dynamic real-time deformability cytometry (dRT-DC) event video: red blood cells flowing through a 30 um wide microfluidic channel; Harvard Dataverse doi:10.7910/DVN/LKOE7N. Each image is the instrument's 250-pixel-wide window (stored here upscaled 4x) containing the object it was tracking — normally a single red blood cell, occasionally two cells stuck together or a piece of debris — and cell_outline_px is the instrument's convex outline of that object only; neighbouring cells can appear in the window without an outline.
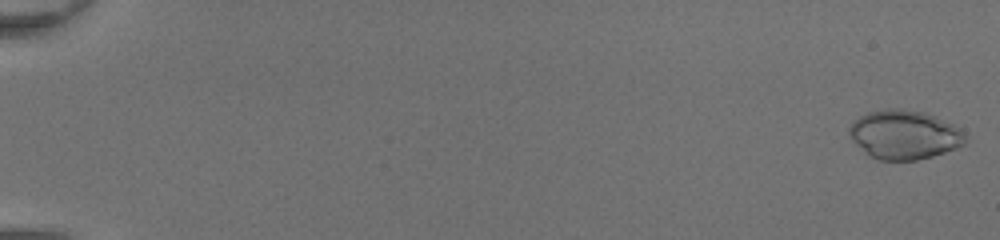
{"species": "common noctule bat (a hibernating species)", "species_latin": "Nyctalus noctula", "temperature_condition": "room temperature", "stored_images_in_passage": 49, "camera_frame_rate_fps": 3000, "um_per_image_px": 0.085, "animal": {"sex": "female", "body_mass_g": 20.0, "forearm_length_mm": 54.0}, "frame": {"image": 1, "passage_image": 1, "time_ms": 0.0, "image_size_px": [1000, 240], "cell_outline_px": [[964, 144], [960, 148], [932, 156], [916, 160], [876, 160], [856, 144], [848, 136], [848, 128], [852, 120], [868, 112], [888, 108], [900, 108], [924, 112], [936, 116], [960, 128], [964, 132]], "centroid_in_image_um": [76.85, 11.44], "position_along_channel_um": 8.1, "area_um2": 33.41}}
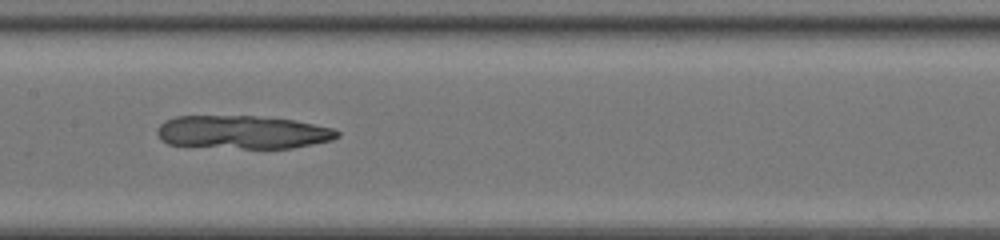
{"frame": {"image": 2, "passage_image": 27, "time_ms": 8.667, "image_size_px": [1000, 240], "cell_outline_px": [[340, 136], [332, 140], [292, 148], [240, 148], [168, 144], [160, 140], [156, 132], [156, 128], [164, 120], [176, 116], [256, 116], [296, 120], [332, 128], [340, 132]], "centroid_in_image_um": [20.61, 11.23], "position_along_channel_um": 186.8, "area_um2": 34.97}}
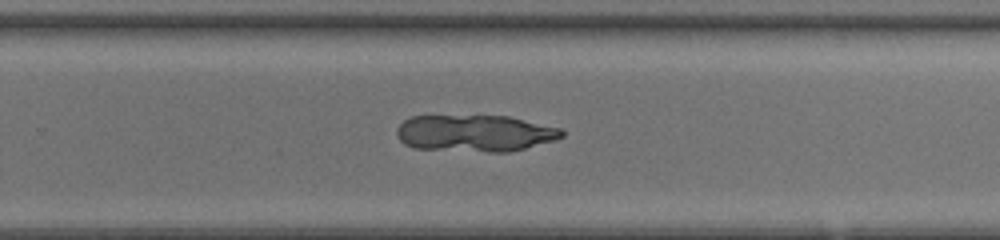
{"frame": {"image": 3, "passage_image": 34, "time_ms": 11.0, "image_size_px": [1000, 240], "cell_outline_px": [[564, 136], [556, 140], [508, 152], [488, 152], [416, 148], [404, 144], [400, 140], [396, 132], [396, 128], [404, 120], [412, 116], [508, 116], [560, 128], [564, 132]], "centroid_in_image_um": [40.37, 11.32], "position_along_channel_um": 289.4, "area_um2": 35.26}}